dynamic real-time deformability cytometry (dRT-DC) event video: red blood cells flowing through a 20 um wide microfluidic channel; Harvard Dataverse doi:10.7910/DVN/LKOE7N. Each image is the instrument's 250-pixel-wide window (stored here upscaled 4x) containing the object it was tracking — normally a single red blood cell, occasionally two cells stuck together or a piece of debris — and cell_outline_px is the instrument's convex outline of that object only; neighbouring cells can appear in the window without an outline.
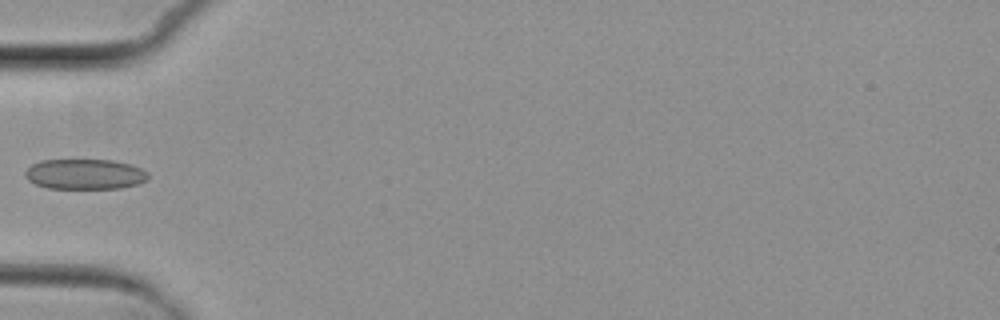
{"species": "common noctule bat (a hibernating species)", "species_latin": "Nyctalus noctula", "temperature_condition": "cold", "stored_images_in_passage": 6, "camera_frame_rate_fps": 3000, "um_per_image_px": 0.085, "animal": {"sex": "female", "body_mass_g": 29.2, "forearm_length_mm": 56.3}, "frame": {"image": 1, "passage_image": 5, "time_ms": 4.667, "image_size_px": [1000, 320], "cell_outline_px": [[148, 180], [140, 184], [120, 188], [48, 188], [36, 184], [28, 180], [24, 176], [24, 172], [32, 164], [40, 160], [112, 160], [132, 164], [148, 172]], "centroid_in_image_um": [7.24, 14.8], "position_along_channel_um": 77.8, "area_um2": 21.85}}
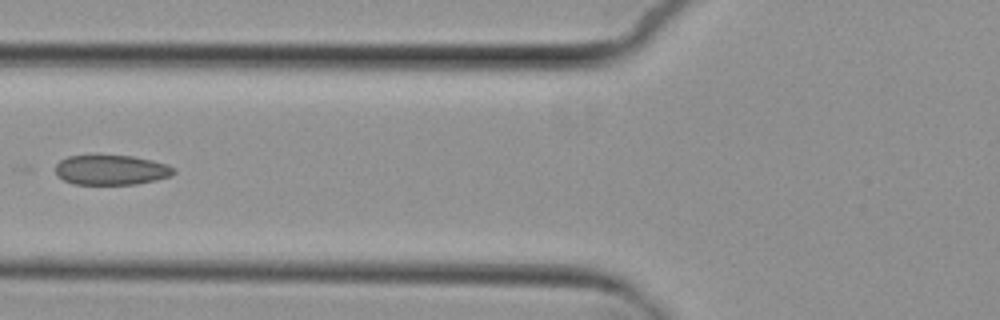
{"frame": {"image": 2, "passage_image": 6, "time_ms": 5.667, "image_size_px": [1000, 320], "cell_outline_px": [[176, 172], [172, 176], [156, 180], [136, 184], [72, 184], [64, 180], [56, 172], [56, 164], [60, 160], [68, 156], [132, 156], [152, 160], [168, 164], [176, 168]], "centroid_in_image_um": [9.51, 14.45], "position_along_channel_um": 116.3, "area_um2": 20.58}}